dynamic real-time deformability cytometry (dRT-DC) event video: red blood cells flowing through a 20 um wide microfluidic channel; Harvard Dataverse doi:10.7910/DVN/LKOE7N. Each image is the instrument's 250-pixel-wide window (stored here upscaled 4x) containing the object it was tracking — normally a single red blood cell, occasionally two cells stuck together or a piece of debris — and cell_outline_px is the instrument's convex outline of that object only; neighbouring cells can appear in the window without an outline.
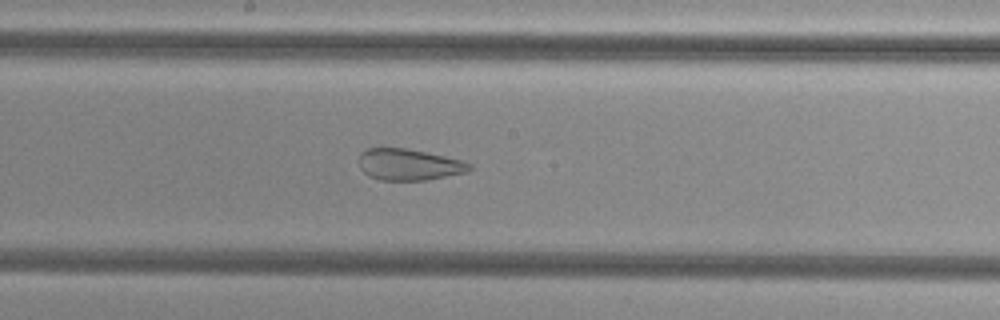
{"species": "common noctule bat (a hibernating species)", "species_latin": "Nyctalus noctula", "temperature_condition": "cold", "stored_images_in_passage": 47, "camera_frame_rate_fps": 3000, "um_per_image_px": 0.085, "animal": {"sex": "female", "body_mass_g": 29.2, "forearm_length_mm": 56.3}, "frame": {"image": 1, "passage_image": 29, "time_ms": 9.333, "image_size_px": [1000, 320], "cell_outline_px": [[472, 168], [468, 172], [424, 180], [380, 180], [368, 176], [360, 168], [360, 152], [368, 148], [408, 148], [444, 156], [460, 160], [472, 164]], "centroid_in_image_um": [34.75, 13.99], "position_along_channel_um": 213.5, "area_um2": 20.17}}
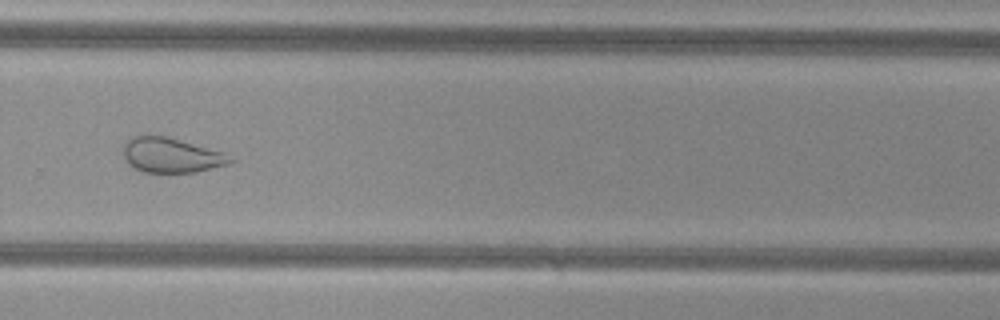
{"frame": {"image": 2, "passage_image": 37, "time_ms": 12.0, "image_size_px": [1000, 320], "cell_outline_px": [[236, 160], [232, 164], [196, 172], [140, 172], [128, 164], [124, 156], [124, 144], [132, 136], [168, 136], [224, 152]], "centroid_in_image_um": [14.61, 13.2], "position_along_channel_um": 315.2, "area_um2": 21.91}}
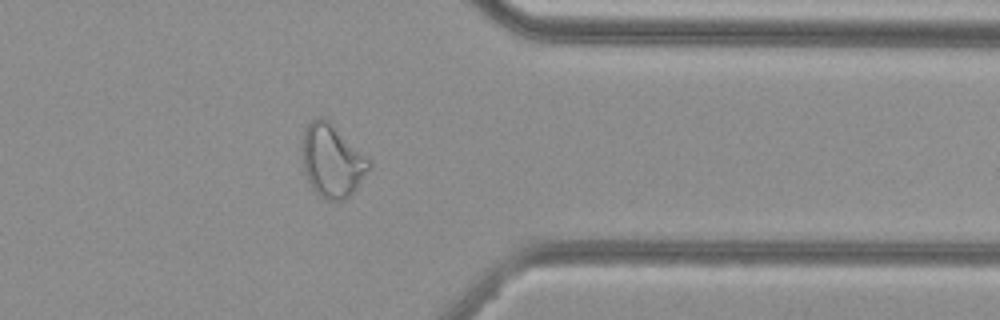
{"frame": {"image": 3, "passage_image": 43, "time_ms": 14.0, "image_size_px": [1000, 320], "cell_outline_px": [[372, 164], [356, 188], [344, 200], [328, 200], [320, 196], [312, 188], [304, 172], [300, 148], [304, 128], [316, 116], [320, 116], [328, 120], [372, 160]], "centroid_in_image_um": [28.2, 13.63], "position_along_channel_um": 383.2, "area_um2": 28.61}}